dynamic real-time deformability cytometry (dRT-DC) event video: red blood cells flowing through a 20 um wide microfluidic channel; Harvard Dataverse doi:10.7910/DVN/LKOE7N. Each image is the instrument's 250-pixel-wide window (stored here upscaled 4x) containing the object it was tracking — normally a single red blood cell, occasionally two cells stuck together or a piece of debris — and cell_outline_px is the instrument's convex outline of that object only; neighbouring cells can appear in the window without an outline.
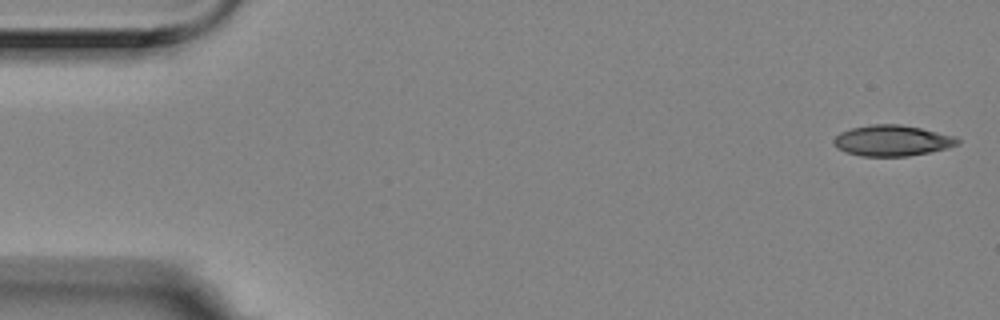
{"species": "Egyptian fruit bat (a non-hibernating species)", "species_latin": "Rousettus aegyptiacus", "temperature_condition": "room temperature", "stored_images_in_passage": 7, "segment_of_instrument_passage": [1, 2], "camera_frame_rate_fps": 3000, "um_per_image_px": 0.085, "animal": {"sex": "female"}, "frame": {"image": 1, "passage_image": 1, "time_ms": 0.0, "image_size_px": [1000, 320], "cell_outline_px": [[960, 144], [948, 148], [908, 156], [860, 156], [844, 152], [836, 148], [832, 144], [832, 140], [840, 132], [852, 128], [872, 124], [900, 124], [920, 128], [956, 136], [960, 140]], "centroid_in_image_um": [75.81, 11.95], "position_along_channel_um": 9.2, "area_um2": 22.43}}
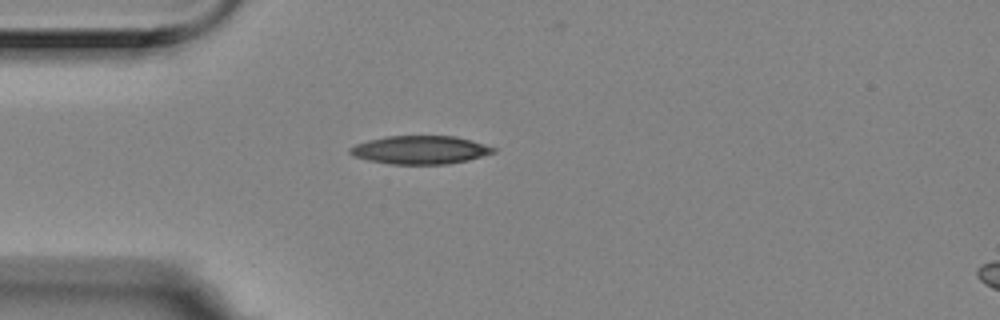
{"frame": {"image": 2, "passage_image": 5, "time_ms": 1.333, "image_size_px": [1000, 320], "cell_outline_px": [[496, 152], [468, 160], [448, 164], [388, 164], [368, 160], [356, 156], [348, 152], [348, 148], [356, 144], [368, 140], [388, 136], [456, 136], [472, 140], [496, 148]], "centroid_in_image_um": [35.73, 12.74], "position_along_channel_um": 49.3, "area_um2": 23.64}}